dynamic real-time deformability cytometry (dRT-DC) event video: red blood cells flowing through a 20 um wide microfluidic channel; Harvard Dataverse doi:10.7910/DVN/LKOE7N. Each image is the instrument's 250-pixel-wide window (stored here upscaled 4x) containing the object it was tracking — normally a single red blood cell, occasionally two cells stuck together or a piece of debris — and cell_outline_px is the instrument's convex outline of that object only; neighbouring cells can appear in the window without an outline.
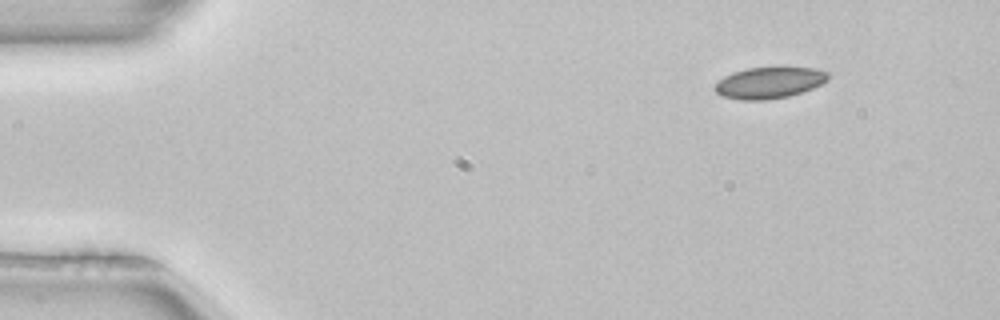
{"species": "common noctule bat (a hibernating species)", "species_latin": "Nyctalus noctula", "temperature_condition": "room temperature", "stored_images_in_passage": 3, "camera_frame_rate_fps": 3000, "um_per_image_px": 0.085, "animal": {"sex": "female", "body_mass_g": 22.7, "forearm_length_mm": 54.2}, "frame": {"image": 1, "passage_image": 1, "time_ms": 0.0, "image_size_px": [1000, 320], "cell_outline_px": [[828, 80], [812, 88], [788, 96], [764, 100], [740, 100], [720, 96], [712, 88], [724, 76], [732, 72], [748, 68], [780, 64], [784, 64], [816, 68], [828, 72]], "centroid_in_image_um": [65.39, 6.97], "position_along_channel_um": 19.6, "area_um2": 21.56}}